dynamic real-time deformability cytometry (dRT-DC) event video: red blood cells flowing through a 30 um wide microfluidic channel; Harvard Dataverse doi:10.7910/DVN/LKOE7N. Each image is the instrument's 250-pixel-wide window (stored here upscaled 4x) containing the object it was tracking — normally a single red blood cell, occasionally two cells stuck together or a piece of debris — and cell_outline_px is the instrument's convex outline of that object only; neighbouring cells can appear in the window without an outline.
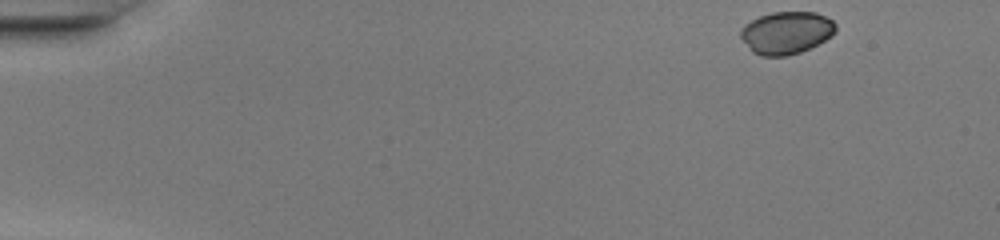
{"species": "common noctule bat (a hibernating species)", "species_latin": "Nyctalus noctula", "temperature_condition": "warm", "stored_images_in_passage": 45, "camera_frame_rate_fps": 3000, "um_per_image_px": 0.085, "animal": {"sex": "female", "body_mass_g": 20.0, "forearm_length_mm": 54.0}, "frame": {"image": 1, "passage_image": 1, "time_ms": 0.0, "image_size_px": [1000, 240], "cell_outline_px": [[836, 32], [832, 36], [800, 52], [788, 56], [760, 56], [752, 52], [740, 36], [740, 32], [744, 24], [760, 16], [772, 12], [816, 12], [832, 20], [836, 24]], "centroid_in_image_um": [66.83, 2.78], "position_along_channel_um": 18.2, "area_um2": 23.47}}
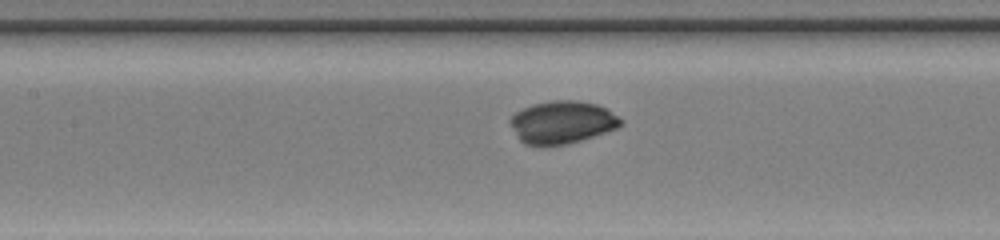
{"frame": {"image": 2, "passage_image": 20, "time_ms": 6.333, "image_size_px": [1000, 240], "cell_outline_px": [[624, 124], [616, 128], [568, 144], [544, 148], [524, 144], [516, 136], [508, 120], [516, 112], [532, 104], [552, 100], [576, 100], [596, 104], [608, 108], [620, 116], [624, 120]], "centroid_in_image_um": [47.78, 10.41], "position_along_channel_um": 159.6, "area_um2": 28.03}}
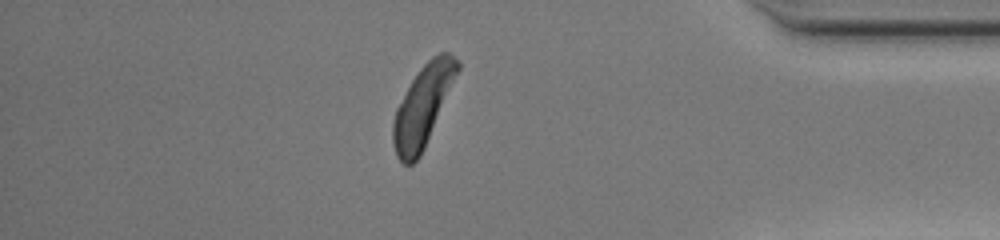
{"frame": {"image": 3, "passage_image": 39, "time_ms": 12.667, "image_size_px": [1000, 240], "cell_outline_px": [[460, 68], [424, 148], [420, 156], [412, 164], [404, 164], [396, 156], [392, 144], [392, 120], [396, 108], [412, 80], [420, 68], [432, 56], [440, 52], [448, 52], [460, 60]], "centroid_in_image_um": [35.92, 9.0], "position_along_channel_um": 399.3, "area_um2": 30.0}, "authors_computed_cell_mechanics": {"area_um2": 27.3394, "velocity_mm_per_s": 4.239, "shape_relaxation_time_tau1_ms": 1.3988, "shape_relaxation_time_tau2_ms": null, "deformation_change_tau1": 0.136, "deformation_change_tau2": null}}